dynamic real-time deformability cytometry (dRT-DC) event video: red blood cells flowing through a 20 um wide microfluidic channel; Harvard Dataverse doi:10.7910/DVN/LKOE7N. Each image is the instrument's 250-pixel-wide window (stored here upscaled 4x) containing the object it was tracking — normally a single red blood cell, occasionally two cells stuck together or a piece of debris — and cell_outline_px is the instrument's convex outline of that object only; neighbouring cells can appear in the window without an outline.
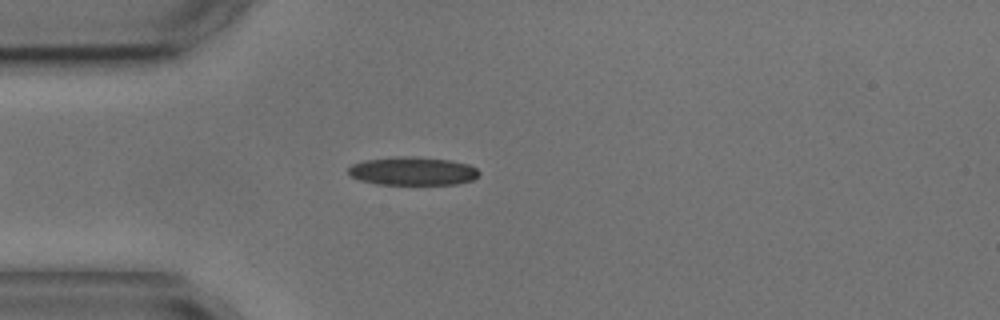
{"species": "common noctule bat (a hibernating species)", "species_latin": "Nyctalus noctula", "temperature_condition": "cold", "stored_images_in_passage": 4, "camera_frame_rate_fps": 3000, "um_per_image_px": 0.085, "animal": {"sex": "male", "body_mass_g": 17.9, "forearm_length_mm": 54.2}, "frame": {"image": 1, "passage_image": 3, "time_ms": 2.333, "image_size_px": [1000, 320], "cell_outline_px": [[480, 176], [472, 180], [456, 184], [376, 184], [360, 180], [352, 176], [348, 172], [348, 168], [352, 164], [364, 160], [392, 156], [416, 156], [452, 160], [468, 164], [476, 168], [480, 172]], "centroid_in_image_um": [35.09, 14.53], "position_along_channel_um": 49.9, "area_um2": 21.85}}